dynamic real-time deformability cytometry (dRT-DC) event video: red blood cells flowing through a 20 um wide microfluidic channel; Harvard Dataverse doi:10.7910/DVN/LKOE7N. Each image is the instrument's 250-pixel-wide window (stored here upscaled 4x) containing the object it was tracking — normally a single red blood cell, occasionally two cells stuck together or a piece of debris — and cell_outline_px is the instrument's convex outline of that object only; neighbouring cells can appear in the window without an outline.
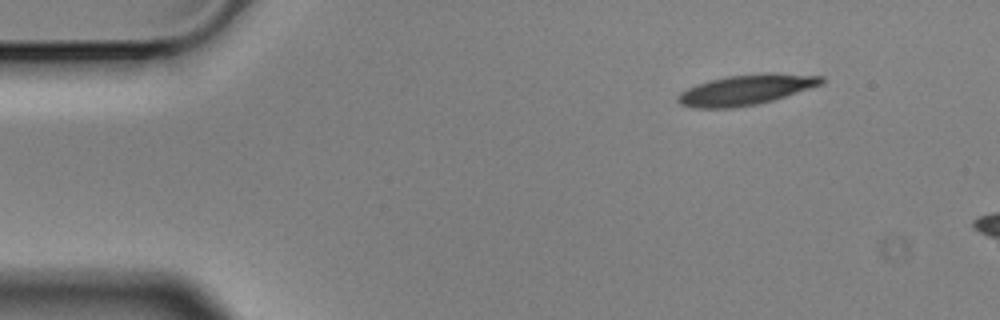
{"species": "Egyptian fruit bat (a non-hibernating species)", "species_latin": "Rousettus aegyptiacus", "temperature_condition": "cold", "stored_images_in_passage": 3, "camera_frame_rate_fps": 3000, "um_per_image_px": 0.085, "animal": {"sex": "male"}, "frame": {"image": 1, "passage_image": 1, "time_ms": 0.0, "image_size_px": [1000, 320], "cell_outline_px": [[824, 84], [772, 100], [756, 104], [732, 108], [692, 108], [680, 104], [676, 100], [676, 96], [680, 92], [696, 84], [728, 76], [764, 72], [776, 72], [824, 76]], "centroid_in_image_um": [63.42, 7.62], "position_along_channel_um": 21.6, "area_um2": 25.55}}